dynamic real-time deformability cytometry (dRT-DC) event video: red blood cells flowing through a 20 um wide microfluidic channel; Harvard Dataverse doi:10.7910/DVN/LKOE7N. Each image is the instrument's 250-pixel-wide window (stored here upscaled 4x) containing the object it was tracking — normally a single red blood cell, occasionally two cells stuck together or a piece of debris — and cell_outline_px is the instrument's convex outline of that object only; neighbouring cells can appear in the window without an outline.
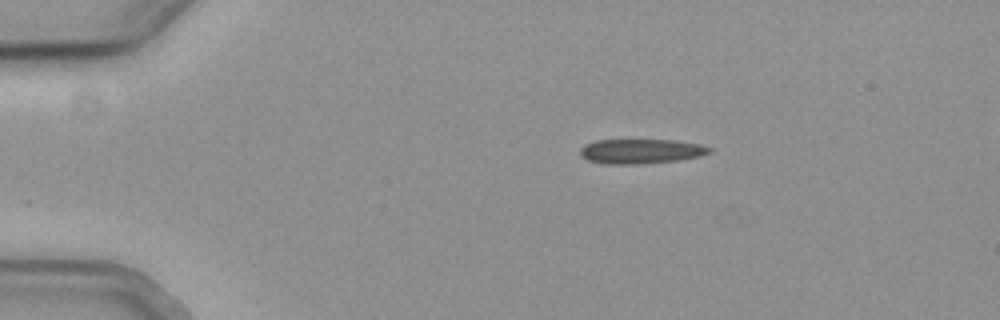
{"species": "common noctule bat (a hibernating species)", "species_latin": "Nyctalus noctula", "temperature_condition": "cold", "stored_images_in_passage": 6, "camera_frame_rate_fps": 3000, "um_per_image_px": 0.085, "animal": {"sex": "female", "body_mass_g": 19.3, "forearm_length_mm": 54.1}, "frame": {"image": 1, "passage_image": 1, "time_ms": 0.0, "image_size_px": [1000, 320], "cell_outline_px": [[712, 152], [700, 156], [680, 160], [644, 164], [604, 164], [588, 160], [580, 156], [580, 148], [584, 144], [596, 140], [672, 140], [700, 144], [712, 148]], "centroid_in_image_um": [54.47, 12.86], "position_along_channel_um": 30.5, "area_um2": 18.79}}